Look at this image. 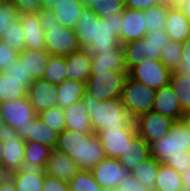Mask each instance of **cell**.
Segmentation results:
<instances>
[{"mask_svg":"<svg viewBox=\"0 0 190 191\" xmlns=\"http://www.w3.org/2000/svg\"><path fill=\"white\" fill-rule=\"evenodd\" d=\"M122 27V12L101 18L90 8L84 7L75 29L82 48L91 54L114 51L118 46Z\"/></svg>","mask_w":190,"mask_h":191,"instance_id":"obj_1","label":"cell"},{"mask_svg":"<svg viewBox=\"0 0 190 191\" xmlns=\"http://www.w3.org/2000/svg\"><path fill=\"white\" fill-rule=\"evenodd\" d=\"M81 100L89 113L94 134L103 130L135 128L134 118L125 110L120 97L99 101L85 92Z\"/></svg>","mask_w":190,"mask_h":191,"instance_id":"obj_2","label":"cell"},{"mask_svg":"<svg viewBox=\"0 0 190 191\" xmlns=\"http://www.w3.org/2000/svg\"><path fill=\"white\" fill-rule=\"evenodd\" d=\"M44 31L45 50L50 55L66 56L81 49L75 29L63 27L52 11H39Z\"/></svg>","mask_w":190,"mask_h":191,"instance_id":"obj_3","label":"cell"},{"mask_svg":"<svg viewBox=\"0 0 190 191\" xmlns=\"http://www.w3.org/2000/svg\"><path fill=\"white\" fill-rule=\"evenodd\" d=\"M190 151V131L183 119L174 120L169 132L150 145V156L166 165Z\"/></svg>","mask_w":190,"mask_h":191,"instance_id":"obj_4","label":"cell"},{"mask_svg":"<svg viewBox=\"0 0 190 191\" xmlns=\"http://www.w3.org/2000/svg\"><path fill=\"white\" fill-rule=\"evenodd\" d=\"M169 41L170 39L164 29H151L143 39L123 44L125 66L128 73L145 58L160 60V52Z\"/></svg>","mask_w":190,"mask_h":191,"instance_id":"obj_5","label":"cell"},{"mask_svg":"<svg viewBox=\"0 0 190 191\" xmlns=\"http://www.w3.org/2000/svg\"><path fill=\"white\" fill-rule=\"evenodd\" d=\"M156 90L127 75L121 92L125 110L133 117L152 111Z\"/></svg>","mask_w":190,"mask_h":191,"instance_id":"obj_6","label":"cell"},{"mask_svg":"<svg viewBox=\"0 0 190 191\" xmlns=\"http://www.w3.org/2000/svg\"><path fill=\"white\" fill-rule=\"evenodd\" d=\"M128 72H91L85 92L99 101L119 98Z\"/></svg>","mask_w":190,"mask_h":191,"instance_id":"obj_7","label":"cell"},{"mask_svg":"<svg viewBox=\"0 0 190 191\" xmlns=\"http://www.w3.org/2000/svg\"><path fill=\"white\" fill-rule=\"evenodd\" d=\"M0 139L3 141L1 168L6 175L24 168L25 144L12 126L0 128Z\"/></svg>","mask_w":190,"mask_h":191,"instance_id":"obj_8","label":"cell"},{"mask_svg":"<svg viewBox=\"0 0 190 191\" xmlns=\"http://www.w3.org/2000/svg\"><path fill=\"white\" fill-rule=\"evenodd\" d=\"M128 75L146 86L158 90L170 83L171 71L160 60L144 59Z\"/></svg>","mask_w":190,"mask_h":191,"instance_id":"obj_9","label":"cell"},{"mask_svg":"<svg viewBox=\"0 0 190 191\" xmlns=\"http://www.w3.org/2000/svg\"><path fill=\"white\" fill-rule=\"evenodd\" d=\"M174 120L153 111L140 114L134 118L136 133L148 145L164 137L170 130Z\"/></svg>","mask_w":190,"mask_h":191,"instance_id":"obj_10","label":"cell"},{"mask_svg":"<svg viewBox=\"0 0 190 191\" xmlns=\"http://www.w3.org/2000/svg\"><path fill=\"white\" fill-rule=\"evenodd\" d=\"M0 111L4 123L12 126L14 129L26 128L37 117L28 96L0 103Z\"/></svg>","mask_w":190,"mask_h":191,"instance_id":"obj_11","label":"cell"},{"mask_svg":"<svg viewBox=\"0 0 190 191\" xmlns=\"http://www.w3.org/2000/svg\"><path fill=\"white\" fill-rule=\"evenodd\" d=\"M95 180L103 189L116 190L130 173L117 158H104L91 169Z\"/></svg>","mask_w":190,"mask_h":191,"instance_id":"obj_12","label":"cell"},{"mask_svg":"<svg viewBox=\"0 0 190 191\" xmlns=\"http://www.w3.org/2000/svg\"><path fill=\"white\" fill-rule=\"evenodd\" d=\"M57 88V84L43 78L33 81L27 90V96L36 114L58 106Z\"/></svg>","mask_w":190,"mask_h":191,"instance_id":"obj_13","label":"cell"},{"mask_svg":"<svg viewBox=\"0 0 190 191\" xmlns=\"http://www.w3.org/2000/svg\"><path fill=\"white\" fill-rule=\"evenodd\" d=\"M147 33L144 11L125 7L122 12V27L119 35L121 46L127 42L143 39Z\"/></svg>","mask_w":190,"mask_h":191,"instance_id":"obj_14","label":"cell"},{"mask_svg":"<svg viewBox=\"0 0 190 191\" xmlns=\"http://www.w3.org/2000/svg\"><path fill=\"white\" fill-rule=\"evenodd\" d=\"M136 134V128L103 130L97 133L107 158H118Z\"/></svg>","mask_w":190,"mask_h":191,"instance_id":"obj_15","label":"cell"},{"mask_svg":"<svg viewBox=\"0 0 190 191\" xmlns=\"http://www.w3.org/2000/svg\"><path fill=\"white\" fill-rule=\"evenodd\" d=\"M92 54L86 48H81L65 56L66 79L82 83L88 81L91 75Z\"/></svg>","mask_w":190,"mask_h":191,"instance_id":"obj_16","label":"cell"},{"mask_svg":"<svg viewBox=\"0 0 190 191\" xmlns=\"http://www.w3.org/2000/svg\"><path fill=\"white\" fill-rule=\"evenodd\" d=\"M19 19L24 35L25 49L45 50L44 31L41 27L39 12L20 13Z\"/></svg>","mask_w":190,"mask_h":191,"instance_id":"obj_17","label":"cell"},{"mask_svg":"<svg viewBox=\"0 0 190 191\" xmlns=\"http://www.w3.org/2000/svg\"><path fill=\"white\" fill-rule=\"evenodd\" d=\"M79 170L78 165L66 154L53 149L43 171L50 177L68 183Z\"/></svg>","mask_w":190,"mask_h":191,"instance_id":"obj_18","label":"cell"},{"mask_svg":"<svg viewBox=\"0 0 190 191\" xmlns=\"http://www.w3.org/2000/svg\"><path fill=\"white\" fill-rule=\"evenodd\" d=\"M16 131L24 141L38 142L51 149L57 145L59 132L46 125L38 116L26 128H18Z\"/></svg>","mask_w":190,"mask_h":191,"instance_id":"obj_19","label":"cell"},{"mask_svg":"<svg viewBox=\"0 0 190 191\" xmlns=\"http://www.w3.org/2000/svg\"><path fill=\"white\" fill-rule=\"evenodd\" d=\"M152 111L172 120L182 119L184 112L170 83L156 90Z\"/></svg>","mask_w":190,"mask_h":191,"instance_id":"obj_20","label":"cell"},{"mask_svg":"<svg viewBox=\"0 0 190 191\" xmlns=\"http://www.w3.org/2000/svg\"><path fill=\"white\" fill-rule=\"evenodd\" d=\"M149 157H151L150 145H148L141 136L136 134L129 140L124 152H122L117 159L122 166L131 172L134 167Z\"/></svg>","mask_w":190,"mask_h":191,"instance_id":"obj_21","label":"cell"},{"mask_svg":"<svg viewBox=\"0 0 190 191\" xmlns=\"http://www.w3.org/2000/svg\"><path fill=\"white\" fill-rule=\"evenodd\" d=\"M89 135L91 134H81L65 129L58 134L55 150L66 154L79 165L82 161L83 143Z\"/></svg>","mask_w":190,"mask_h":191,"instance_id":"obj_22","label":"cell"},{"mask_svg":"<svg viewBox=\"0 0 190 191\" xmlns=\"http://www.w3.org/2000/svg\"><path fill=\"white\" fill-rule=\"evenodd\" d=\"M165 32L172 41L183 43L190 37V22L179 7L170 5L167 10Z\"/></svg>","mask_w":190,"mask_h":191,"instance_id":"obj_23","label":"cell"},{"mask_svg":"<svg viewBox=\"0 0 190 191\" xmlns=\"http://www.w3.org/2000/svg\"><path fill=\"white\" fill-rule=\"evenodd\" d=\"M64 120L65 129L81 134H93L89 113L82 100L64 108Z\"/></svg>","mask_w":190,"mask_h":191,"instance_id":"obj_24","label":"cell"},{"mask_svg":"<svg viewBox=\"0 0 190 191\" xmlns=\"http://www.w3.org/2000/svg\"><path fill=\"white\" fill-rule=\"evenodd\" d=\"M128 72L125 66L124 51L118 46L114 51L92 54L91 72Z\"/></svg>","mask_w":190,"mask_h":191,"instance_id":"obj_25","label":"cell"},{"mask_svg":"<svg viewBox=\"0 0 190 191\" xmlns=\"http://www.w3.org/2000/svg\"><path fill=\"white\" fill-rule=\"evenodd\" d=\"M7 176L16 191H43L44 171L41 169L24 167Z\"/></svg>","mask_w":190,"mask_h":191,"instance_id":"obj_26","label":"cell"},{"mask_svg":"<svg viewBox=\"0 0 190 191\" xmlns=\"http://www.w3.org/2000/svg\"><path fill=\"white\" fill-rule=\"evenodd\" d=\"M49 57L50 54L46 50L24 49L18 54V59L33 80L43 77Z\"/></svg>","mask_w":190,"mask_h":191,"instance_id":"obj_27","label":"cell"},{"mask_svg":"<svg viewBox=\"0 0 190 191\" xmlns=\"http://www.w3.org/2000/svg\"><path fill=\"white\" fill-rule=\"evenodd\" d=\"M84 5L80 0H61L54 6L52 12L63 27L74 29Z\"/></svg>","mask_w":190,"mask_h":191,"instance_id":"obj_28","label":"cell"},{"mask_svg":"<svg viewBox=\"0 0 190 191\" xmlns=\"http://www.w3.org/2000/svg\"><path fill=\"white\" fill-rule=\"evenodd\" d=\"M106 158L105 151L97 134L89 135L83 143L82 161L78 165L80 170H91L102 159Z\"/></svg>","mask_w":190,"mask_h":191,"instance_id":"obj_29","label":"cell"},{"mask_svg":"<svg viewBox=\"0 0 190 191\" xmlns=\"http://www.w3.org/2000/svg\"><path fill=\"white\" fill-rule=\"evenodd\" d=\"M53 149L34 141H26L24 167L44 170Z\"/></svg>","mask_w":190,"mask_h":191,"instance_id":"obj_30","label":"cell"},{"mask_svg":"<svg viewBox=\"0 0 190 191\" xmlns=\"http://www.w3.org/2000/svg\"><path fill=\"white\" fill-rule=\"evenodd\" d=\"M58 106L63 109L67 106L81 101L85 93V83L76 80H64L58 85Z\"/></svg>","mask_w":190,"mask_h":191,"instance_id":"obj_31","label":"cell"},{"mask_svg":"<svg viewBox=\"0 0 190 191\" xmlns=\"http://www.w3.org/2000/svg\"><path fill=\"white\" fill-rule=\"evenodd\" d=\"M170 84L184 113L190 112V77L178 71H172Z\"/></svg>","mask_w":190,"mask_h":191,"instance_id":"obj_32","label":"cell"},{"mask_svg":"<svg viewBox=\"0 0 190 191\" xmlns=\"http://www.w3.org/2000/svg\"><path fill=\"white\" fill-rule=\"evenodd\" d=\"M182 175L172 167L160 164L154 191H178L182 187Z\"/></svg>","mask_w":190,"mask_h":191,"instance_id":"obj_33","label":"cell"},{"mask_svg":"<svg viewBox=\"0 0 190 191\" xmlns=\"http://www.w3.org/2000/svg\"><path fill=\"white\" fill-rule=\"evenodd\" d=\"M160 163L153 157L142 161L130 172L139 182L146 185L151 191L155 189V180L159 171Z\"/></svg>","mask_w":190,"mask_h":191,"instance_id":"obj_34","label":"cell"},{"mask_svg":"<svg viewBox=\"0 0 190 191\" xmlns=\"http://www.w3.org/2000/svg\"><path fill=\"white\" fill-rule=\"evenodd\" d=\"M26 96L27 90L21 85V81L0 72V103L18 100Z\"/></svg>","mask_w":190,"mask_h":191,"instance_id":"obj_35","label":"cell"},{"mask_svg":"<svg viewBox=\"0 0 190 191\" xmlns=\"http://www.w3.org/2000/svg\"><path fill=\"white\" fill-rule=\"evenodd\" d=\"M0 41L18 53L26 48L19 18L9 23Z\"/></svg>","mask_w":190,"mask_h":191,"instance_id":"obj_36","label":"cell"},{"mask_svg":"<svg viewBox=\"0 0 190 191\" xmlns=\"http://www.w3.org/2000/svg\"><path fill=\"white\" fill-rule=\"evenodd\" d=\"M42 78L57 85L66 80L65 56L50 55Z\"/></svg>","mask_w":190,"mask_h":191,"instance_id":"obj_37","label":"cell"},{"mask_svg":"<svg viewBox=\"0 0 190 191\" xmlns=\"http://www.w3.org/2000/svg\"><path fill=\"white\" fill-rule=\"evenodd\" d=\"M68 184L69 191H103L91 170H79Z\"/></svg>","mask_w":190,"mask_h":191,"instance_id":"obj_38","label":"cell"},{"mask_svg":"<svg viewBox=\"0 0 190 191\" xmlns=\"http://www.w3.org/2000/svg\"><path fill=\"white\" fill-rule=\"evenodd\" d=\"M182 49L183 44L181 42L170 40L160 52V61L171 72L177 71L180 66Z\"/></svg>","mask_w":190,"mask_h":191,"instance_id":"obj_39","label":"cell"},{"mask_svg":"<svg viewBox=\"0 0 190 191\" xmlns=\"http://www.w3.org/2000/svg\"><path fill=\"white\" fill-rule=\"evenodd\" d=\"M169 6L170 5L167 4H159L144 11L147 32L151 29H165L166 15Z\"/></svg>","mask_w":190,"mask_h":191,"instance_id":"obj_40","label":"cell"},{"mask_svg":"<svg viewBox=\"0 0 190 191\" xmlns=\"http://www.w3.org/2000/svg\"><path fill=\"white\" fill-rule=\"evenodd\" d=\"M88 8L92 9L98 17L106 18L113 13L123 12L125 2L124 0H96Z\"/></svg>","mask_w":190,"mask_h":191,"instance_id":"obj_41","label":"cell"},{"mask_svg":"<svg viewBox=\"0 0 190 191\" xmlns=\"http://www.w3.org/2000/svg\"><path fill=\"white\" fill-rule=\"evenodd\" d=\"M37 116L49 127L62 132L65 130L64 109L60 106L44 110L37 114Z\"/></svg>","mask_w":190,"mask_h":191,"instance_id":"obj_42","label":"cell"},{"mask_svg":"<svg viewBox=\"0 0 190 191\" xmlns=\"http://www.w3.org/2000/svg\"><path fill=\"white\" fill-rule=\"evenodd\" d=\"M19 14V10L10 0L0 3V38L3 36L9 23L19 18Z\"/></svg>","mask_w":190,"mask_h":191,"instance_id":"obj_43","label":"cell"},{"mask_svg":"<svg viewBox=\"0 0 190 191\" xmlns=\"http://www.w3.org/2000/svg\"><path fill=\"white\" fill-rule=\"evenodd\" d=\"M4 74L8 75L10 78L21 81V85L28 90V88L33 83L32 77H30L29 73L24 69L23 64H21L20 60L17 58L16 61L12 62L9 69H5L3 71Z\"/></svg>","mask_w":190,"mask_h":191,"instance_id":"obj_44","label":"cell"},{"mask_svg":"<svg viewBox=\"0 0 190 191\" xmlns=\"http://www.w3.org/2000/svg\"><path fill=\"white\" fill-rule=\"evenodd\" d=\"M18 54V52L0 41V72L9 69L12 62L17 60Z\"/></svg>","mask_w":190,"mask_h":191,"instance_id":"obj_45","label":"cell"},{"mask_svg":"<svg viewBox=\"0 0 190 191\" xmlns=\"http://www.w3.org/2000/svg\"><path fill=\"white\" fill-rule=\"evenodd\" d=\"M117 191H151L146 185L139 182V180L132 174L122 182L119 183Z\"/></svg>","mask_w":190,"mask_h":191,"instance_id":"obj_46","label":"cell"},{"mask_svg":"<svg viewBox=\"0 0 190 191\" xmlns=\"http://www.w3.org/2000/svg\"><path fill=\"white\" fill-rule=\"evenodd\" d=\"M19 13H32L41 10L42 0H10Z\"/></svg>","mask_w":190,"mask_h":191,"instance_id":"obj_47","label":"cell"},{"mask_svg":"<svg viewBox=\"0 0 190 191\" xmlns=\"http://www.w3.org/2000/svg\"><path fill=\"white\" fill-rule=\"evenodd\" d=\"M43 191H69V184L44 173Z\"/></svg>","mask_w":190,"mask_h":191,"instance_id":"obj_48","label":"cell"},{"mask_svg":"<svg viewBox=\"0 0 190 191\" xmlns=\"http://www.w3.org/2000/svg\"><path fill=\"white\" fill-rule=\"evenodd\" d=\"M182 44L181 63L177 71L190 77V37H188Z\"/></svg>","mask_w":190,"mask_h":191,"instance_id":"obj_49","label":"cell"},{"mask_svg":"<svg viewBox=\"0 0 190 191\" xmlns=\"http://www.w3.org/2000/svg\"><path fill=\"white\" fill-rule=\"evenodd\" d=\"M166 165L172 167L178 173H183L188 167H190V151L186 152V156L171 159Z\"/></svg>","mask_w":190,"mask_h":191,"instance_id":"obj_50","label":"cell"},{"mask_svg":"<svg viewBox=\"0 0 190 191\" xmlns=\"http://www.w3.org/2000/svg\"><path fill=\"white\" fill-rule=\"evenodd\" d=\"M125 7L145 11L150 7L159 5L158 0H124Z\"/></svg>","mask_w":190,"mask_h":191,"instance_id":"obj_51","label":"cell"},{"mask_svg":"<svg viewBox=\"0 0 190 191\" xmlns=\"http://www.w3.org/2000/svg\"><path fill=\"white\" fill-rule=\"evenodd\" d=\"M0 191H16L13 181L7 175L0 182Z\"/></svg>","mask_w":190,"mask_h":191,"instance_id":"obj_52","label":"cell"},{"mask_svg":"<svg viewBox=\"0 0 190 191\" xmlns=\"http://www.w3.org/2000/svg\"><path fill=\"white\" fill-rule=\"evenodd\" d=\"M181 175L182 186L186 187L188 191H190V167H188L183 173H181Z\"/></svg>","mask_w":190,"mask_h":191,"instance_id":"obj_53","label":"cell"},{"mask_svg":"<svg viewBox=\"0 0 190 191\" xmlns=\"http://www.w3.org/2000/svg\"><path fill=\"white\" fill-rule=\"evenodd\" d=\"M61 0H42L41 9L46 11H52L57 2Z\"/></svg>","mask_w":190,"mask_h":191,"instance_id":"obj_54","label":"cell"},{"mask_svg":"<svg viewBox=\"0 0 190 191\" xmlns=\"http://www.w3.org/2000/svg\"><path fill=\"white\" fill-rule=\"evenodd\" d=\"M179 8L181 9L183 15L190 22V0H188L186 3L182 4Z\"/></svg>","mask_w":190,"mask_h":191,"instance_id":"obj_55","label":"cell"},{"mask_svg":"<svg viewBox=\"0 0 190 191\" xmlns=\"http://www.w3.org/2000/svg\"><path fill=\"white\" fill-rule=\"evenodd\" d=\"M183 121L187 125L188 130L190 131V112L189 113H184L182 116Z\"/></svg>","mask_w":190,"mask_h":191,"instance_id":"obj_56","label":"cell"},{"mask_svg":"<svg viewBox=\"0 0 190 191\" xmlns=\"http://www.w3.org/2000/svg\"><path fill=\"white\" fill-rule=\"evenodd\" d=\"M188 0H172V5L180 7L182 4L186 3Z\"/></svg>","mask_w":190,"mask_h":191,"instance_id":"obj_57","label":"cell"},{"mask_svg":"<svg viewBox=\"0 0 190 191\" xmlns=\"http://www.w3.org/2000/svg\"><path fill=\"white\" fill-rule=\"evenodd\" d=\"M93 1L96 0H80V2L84 5V7H89Z\"/></svg>","mask_w":190,"mask_h":191,"instance_id":"obj_58","label":"cell"},{"mask_svg":"<svg viewBox=\"0 0 190 191\" xmlns=\"http://www.w3.org/2000/svg\"><path fill=\"white\" fill-rule=\"evenodd\" d=\"M3 141L0 139V167H1V161H2V155H3Z\"/></svg>","mask_w":190,"mask_h":191,"instance_id":"obj_59","label":"cell"},{"mask_svg":"<svg viewBox=\"0 0 190 191\" xmlns=\"http://www.w3.org/2000/svg\"><path fill=\"white\" fill-rule=\"evenodd\" d=\"M160 4L172 5V0H158Z\"/></svg>","mask_w":190,"mask_h":191,"instance_id":"obj_60","label":"cell"},{"mask_svg":"<svg viewBox=\"0 0 190 191\" xmlns=\"http://www.w3.org/2000/svg\"><path fill=\"white\" fill-rule=\"evenodd\" d=\"M6 174L3 172L2 168L0 167V182L4 179Z\"/></svg>","mask_w":190,"mask_h":191,"instance_id":"obj_61","label":"cell"},{"mask_svg":"<svg viewBox=\"0 0 190 191\" xmlns=\"http://www.w3.org/2000/svg\"><path fill=\"white\" fill-rule=\"evenodd\" d=\"M3 125H5V123H4V120H3V117H2L1 111H0V128H1Z\"/></svg>","mask_w":190,"mask_h":191,"instance_id":"obj_62","label":"cell"},{"mask_svg":"<svg viewBox=\"0 0 190 191\" xmlns=\"http://www.w3.org/2000/svg\"><path fill=\"white\" fill-rule=\"evenodd\" d=\"M178 191H188V189L182 186Z\"/></svg>","mask_w":190,"mask_h":191,"instance_id":"obj_63","label":"cell"},{"mask_svg":"<svg viewBox=\"0 0 190 191\" xmlns=\"http://www.w3.org/2000/svg\"><path fill=\"white\" fill-rule=\"evenodd\" d=\"M103 191H117V190L107 188V189H103Z\"/></svg>","mask_w":190,"mask_h":191,"instance_id":"obj_64","label":"cell"},{"mask_svg":"<svg viewBox=\"0 0 190 191\" xmlns=\"http://www.w3.org/2000/svg\"><path fill=\"white\" fill-rule=\"evenodd\" d=\"M6 1H9V0H0V3H2V2H6Z\"/></svg>","mask_w":190,"mask_h":191,"instance_id":"obj_65","label":"cell"}]
</instances>
